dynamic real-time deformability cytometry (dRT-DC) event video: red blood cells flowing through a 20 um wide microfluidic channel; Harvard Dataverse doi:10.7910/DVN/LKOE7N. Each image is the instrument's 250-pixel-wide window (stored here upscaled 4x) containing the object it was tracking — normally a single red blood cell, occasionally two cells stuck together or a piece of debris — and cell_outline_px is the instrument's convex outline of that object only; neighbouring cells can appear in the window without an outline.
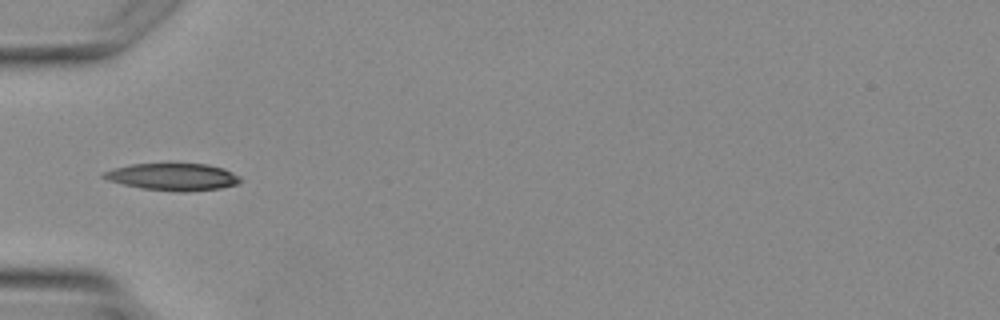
{"species": "Egyptian fruit bat (a non-hibernating species)", "species_latin": "Rousettus aegyptiacus", "temperature_condition": "warm", "stored_images_in_passage": 3, "camera_frame_rate_fps": 3000, "um_per_image_px": 0.085, "animal": {"sex": "female"}, "frame": {"image": 1, "passage_image": 3, "time_ms": 3.333, "image_size_px": [1000, 320], "cell_outline_px": [[240, 180], [236, 184], [220, 188], [184, 192], [140, 188], [108, 180], [100, 176], [104, 172], [116, 168], [132, 164], [168, 160], [208, 164], [224, 168], [240, 176]], "centroid_in_image_um": [14.7, 14.97], "position_along_channel_um": 70.3, "area_um2": 22.43}}